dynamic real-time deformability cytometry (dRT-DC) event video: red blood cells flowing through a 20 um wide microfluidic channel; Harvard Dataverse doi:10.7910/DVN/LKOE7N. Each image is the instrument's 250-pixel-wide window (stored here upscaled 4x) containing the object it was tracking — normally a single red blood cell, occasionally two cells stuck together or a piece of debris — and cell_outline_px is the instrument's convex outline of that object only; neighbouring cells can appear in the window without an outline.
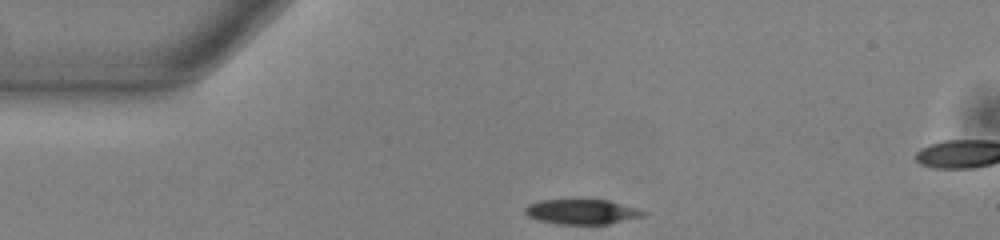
{"species": "common noctule bat (a hibernating species)", "species_latin": "Nyctalus noctula", "temperature_condition": "warm", "stored_images_in_passage": 42, "camera_frame_rate_fps": 3000, "um_per_image_px": 0.085, "animal": {"sex": "male", "body_mass_g": 13.0, "forearm_length_mm": 53.1}, "frame": {"image": 1, "passage_image": 1, "time_ms": 0.0, "image_size_px": [1000, 240], "cell_outline_px": [[648, 212], [644, 216], [608, 224], [556, 224], [540, 220], [528, 216], [524, 212], [524, 208], [528, 204], [540, 200], [576, 196], [580, 196], [608, 200], [636, 208]], "centroid_in_image_um": [49.42, 17.94], "position_along_channel_um": 35.6, "area_um2": 18.15}}
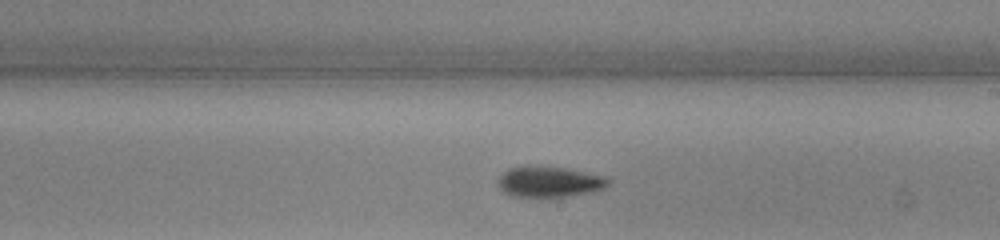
{"frame": {"image": 2, "passage_image": 20, "time_ms": 6.333, "image_size_px": [1000, 240], "cell_outline_px": [[608, 184], [604, 188], [596, 192], [568, 196], [512, 196], [504, 192], [500, 188], [496, 180], [508, 168], [524, 164], [564, 168], [608, 176]], "centroid_in_image_um": [46.68, 15.43], "position_along_channel_um": 242.3, "area_um2": 20.0}}
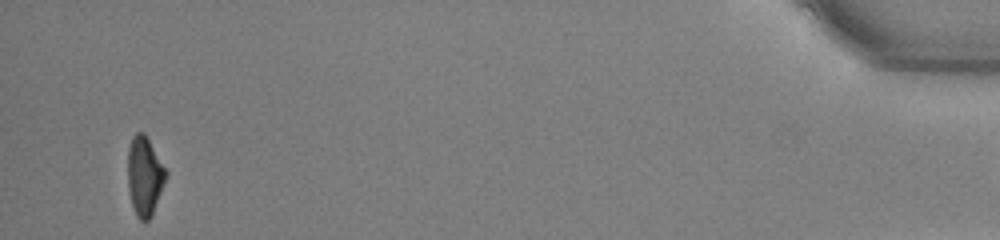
{"frame": {"image": 3, "passage_image": 41, "time_ms": 13.333, "image_size_px": [1000, 240], "cell_outline_px": [[168, 176], [152, 216], [148, 220], [140, 220], [136, 216], [132, 204], [128, 188], [128, 148], [132, 136], [136, 132], [144, 132], [168, 172]], "centroid_in_image_um": [12.3, 14.96], "position_along_channel_um": 422.9, "area_um2": 17.74}}